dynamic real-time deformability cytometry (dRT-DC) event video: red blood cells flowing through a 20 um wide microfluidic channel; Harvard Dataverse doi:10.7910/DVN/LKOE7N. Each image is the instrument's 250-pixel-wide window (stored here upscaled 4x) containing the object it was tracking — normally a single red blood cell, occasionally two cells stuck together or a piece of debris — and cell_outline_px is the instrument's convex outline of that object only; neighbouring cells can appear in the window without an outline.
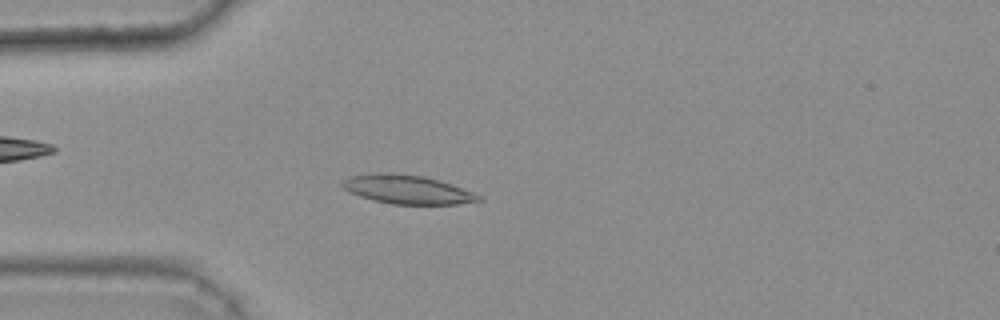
{"species": "common noctule bat (a hibernating species)", "species_latin": "Nyctalus noctula", "temperature_condition": "warm", "stored_images_in_passage": 42, "camera_frame_rate_fps": 3000, "um_per_image_px": 0.085, "animal": {"sex": "female", "body_mass_g": 25.1}, "frame": {"image": 1, "passage_image": 14, "time_ms": 4.333, "image_size_px": [1000, 320], "cell_outline_px": [[484, 200], [456, 204], [392, 204], [372, 200], [348, 192], [340, 184], [344, 180], [352, 176], [388, 172], [424, 176], [440, 180], [452, 184], [472, 192], [480, 196]], "centroid_in_image_um": [34.62, 16.11], "position_along_channel_um": 50.4, "area_um2": 22.72}}
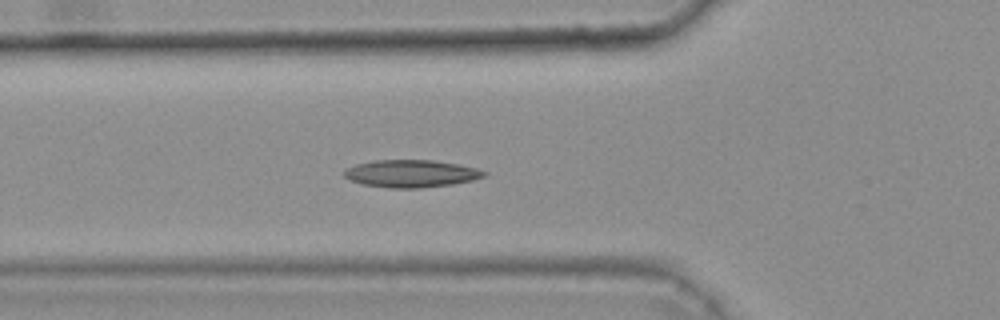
{"frame": {"image": 2, "passage_image": 18, "time_ms": 5.667, "image_size_px": [1000, 320], "cell_outline_px": [[488, 176], [472, 180], [452, 184], [420, 188], [392, 188], [364, 184], [348, 180], [344, 176], [344, 172], [348, 168], [356, 164], [372, 160], [432, 160], [456, 164], [476, 168], [488, 172]], "centroid_in_image_um": [34.96, 14.75], "position_along_channel_um": 90.8, "area_um2": 22.31}}
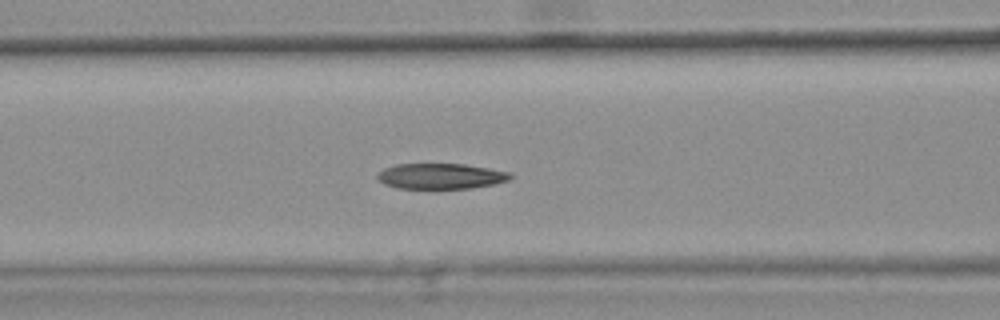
{"frame": {"image": 3, "passage_image": 21, "time_ms": 6.667, "image_size_px": [1000, 320], "cell_outline_px": [[512, 176], [508, 180], [492, 184], [468, 188], [396, 188], [384, 184], [376, 176], [384, 168], [396, 164], [464, 164], [488, 168], [508, 172]], "centroid_in_image_um": [37.42, 14.97], "position_along_channel_um": 129.2, "area_um2": 19.48}, "authors_computed_cell_mechanics": {"area_um2": 21.2993, "velocity_mm_per_s": 3.8, "shape_relaxation_time_tau1_ms": null, "shape_relaxation_time_tau2_ms": 4.3758, "deformation_change_tau1": null, "deformation_change_tau2": 0.0996}}